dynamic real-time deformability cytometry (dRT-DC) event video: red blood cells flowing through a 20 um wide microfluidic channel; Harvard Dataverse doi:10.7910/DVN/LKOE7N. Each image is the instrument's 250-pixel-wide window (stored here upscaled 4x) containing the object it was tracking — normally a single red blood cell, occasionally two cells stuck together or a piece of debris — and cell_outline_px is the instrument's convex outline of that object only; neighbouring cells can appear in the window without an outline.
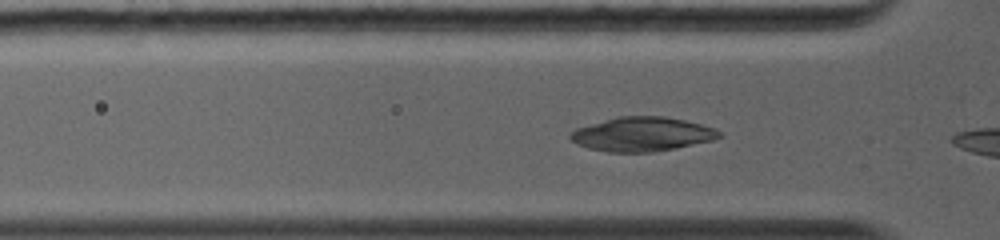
{"species": "common noctule bat (a hibernating species)", "species_latin": "Nyctalus noctula", "temperature_condition": "warm", "stored_images_in_passage": 6, "camera_frame_rate_fps": 5000, "um_per_image_px": 0.085, "animal": {"sex": "female", "body_mass_g": 19.0, "forearm_length_mm": 56.7}, "frame": {"image": 1, "passage_image": 4, "time_ms": 0.6, "image_size_px": [1000, 240], "cell_outline_px": [[724, 136], [712, 140], [656, 152], [608, 152], [588, 148], [576, 144], [568, 136], [576, 128], [616, 116], [664, 116], [684, 120], [700, 124], [712, 128], [720, 132]], "centroid_in_image_um": [54.55, 11.41], "position_along_channel_um": 71.3, "area_um2": 29.59}}